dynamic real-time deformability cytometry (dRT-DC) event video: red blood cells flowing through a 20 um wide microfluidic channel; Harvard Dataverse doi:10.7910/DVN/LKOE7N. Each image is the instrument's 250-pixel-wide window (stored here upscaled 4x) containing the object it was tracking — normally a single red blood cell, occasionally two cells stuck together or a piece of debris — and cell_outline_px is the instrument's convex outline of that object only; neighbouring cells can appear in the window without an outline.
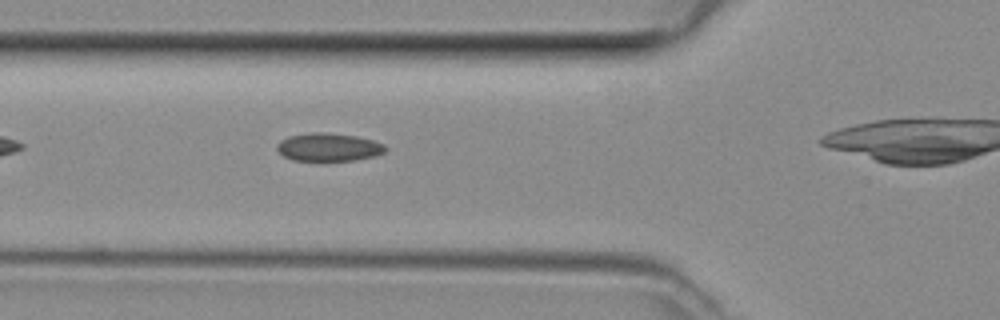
{"species": "common noctule bat (a hibernating species)", "species_latin": "Nyctalus noctula", "temperature_condition": "room temperature", "stored_images_in_passage": 27, "camera_frame_rate_fps": 3000, "um_per_image_px": 0.085, "animal": {"sex": "female", "body_mass_g": 29.2, "forearm_length_mm": 56.3}, "frame": {"image": 1, "passage_image": 5, "time_ms": 1.333, "image_size_px": [1000, 320], "cell_outline_px": [[388, 148], [384, 152], [372, 156], [352, 160], [292, 160], [284, 156], [276, 148], [276, 144], [280, 140], [288, 136], [308, 132], [320, 132], [356, 136], [372, 140], [384, 144]], "centroid_in_image_um": [27.89, 12.49], "position_along_channel_um": 97.9, "area_um2": 17.57}}
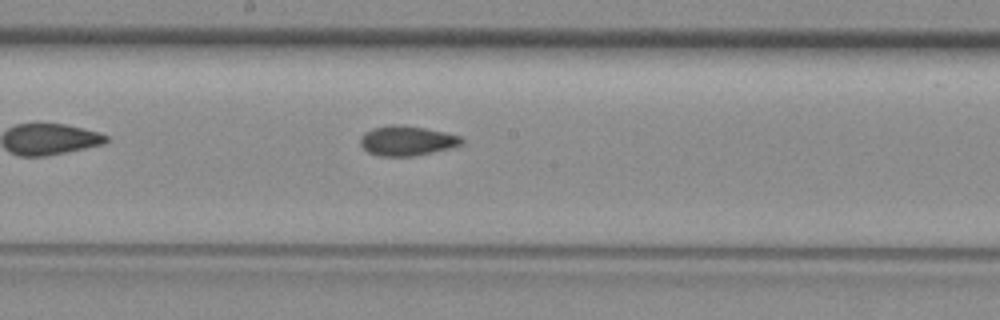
{"frame": {"image": 2, "passage_image": 13, "time_ms": 4.0, "image_size_px": [1000, 320], "cell_outline_px": [[464, 144], [452, 148], [412, 156], [380, 156], [368, 152], [360, 144], [360, 136], [364, 132], [372, 128], [388, 124], [400, 124], [424, 128], [444, 132], [460, 136], [464, 140]], "centroid_in_image_um": [34.58, 11.95], "position_along_channel_um": 213.6, "area_um2": 17.74}}
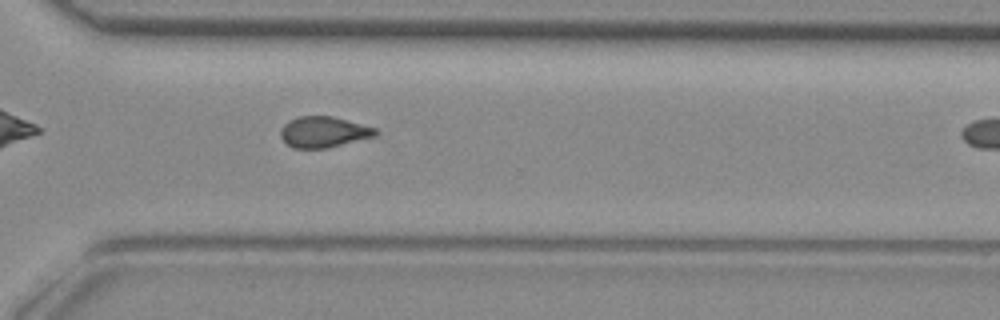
{"frame": {"image": 3, "passage_image": 22, "time_ms": 7.0, "image_size_px": [1000, 320], "cell_outline_px": [[380, 132], [376, 136], [328, 148], [292, 148], [280, 136], [280, 132], [284, 124], [288, 120], [296, 116], [332, 116], [376, 128]], "centroid_in_image_um": [27.51, 11.22], "position_along_channel_um": 343.1, "area_um2": 17.17}}